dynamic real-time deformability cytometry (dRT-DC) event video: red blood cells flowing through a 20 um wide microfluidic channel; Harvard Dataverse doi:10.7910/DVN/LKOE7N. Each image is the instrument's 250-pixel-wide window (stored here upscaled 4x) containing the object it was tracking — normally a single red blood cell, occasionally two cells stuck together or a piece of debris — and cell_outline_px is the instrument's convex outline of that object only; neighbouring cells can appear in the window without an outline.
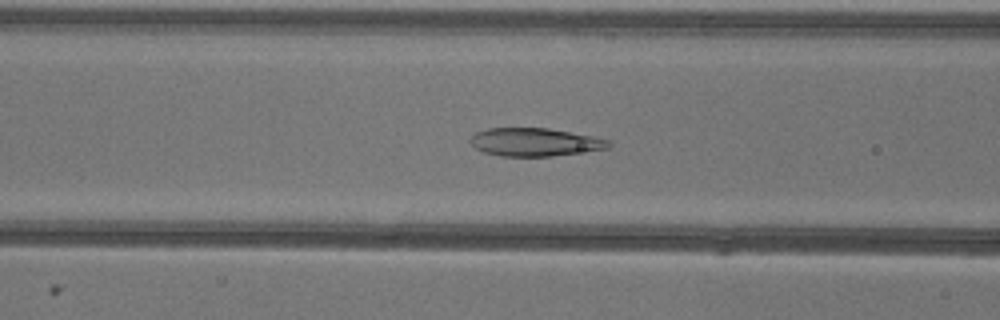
{"species": "common noctule bat (a hibernating species)", "species_latin": "Nyctalus noctula", "temperature_condition": "warm", "stored_images_in_passage": 48, "camera_frame_rate_fps": 3000, "um_per_image_px": 0.085, "animal": {"sex": "female"}, "frame": {"image": 1, "passage_image": 20, "time_ms": 6.333, "image_size_px": [1000, 320], "cell_outline_px": [[612, 144], [608, 148], [552, 156], [500, 156], [484, 152], [476, 148], [468, 140], [476, 132], [488, 128], [548, 128], [592, 136], [608, 140]], "centroid_in_image_um": [45.43, 12.07], "position_along_channel_um": 121.2, "area_um2": 22.48}}
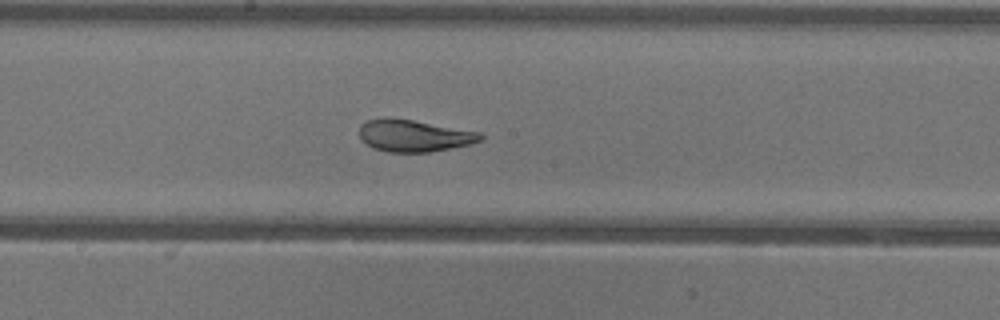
{"frame": {"image": 2, "passage_image": 27, "time_ms": 8.667, "image_size_px": [1000, 320], "cell_outline_px": [[484, 140], [468, 144], [428, 152], [388, 152], [372, 148], [360, 140], [360, 124], [368, 120], [384, 116], [388, 116], [412, 120], [480, 132], [484, 136]], "centroid_in_image_um": [35.14, 11.52], "position_along_channel_um": 213.1, "area_um2": 22.66}}
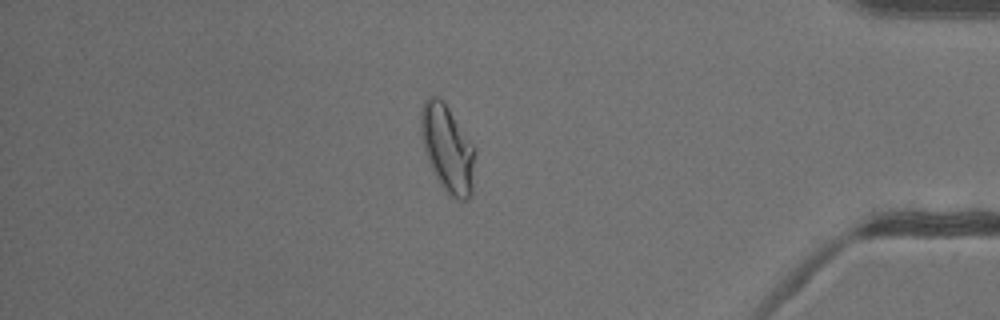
{"frame": {"image": 3, "passage_image": 44, "time_ms": 14.333, "image_size_px": [1000, 320], "cell_outline_px": [[476, 152], [472, 196], [468, 200], [456, 200], [444, 188], [436, 176], [428, 160], [424, 148], [420, 132], [420, 116], [424, 100], [428, 96], [436, 96], [444, 100], [476, 148]], "centroid_in_image_um": [38.07, 12.6], "position_along_channel_um": 397.1, "area_um2": 27.8}}